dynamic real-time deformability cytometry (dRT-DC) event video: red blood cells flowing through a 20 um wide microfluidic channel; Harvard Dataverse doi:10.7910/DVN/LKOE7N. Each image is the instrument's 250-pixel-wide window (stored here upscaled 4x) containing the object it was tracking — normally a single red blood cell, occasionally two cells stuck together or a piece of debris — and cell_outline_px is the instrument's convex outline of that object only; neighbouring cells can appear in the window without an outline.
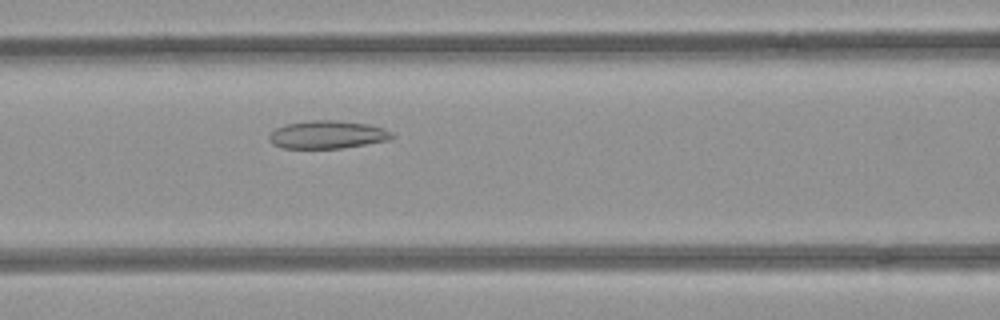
{"species": "common noctule bat (a hibernating species)", "species_latin": "Nyctalus noctula", "temperature_condition": "room temperature", "stored_images_in_passage": 50, "camera_frame_rate_fps": 3000, "um_per_image_px": 0.085, "animal": {"sex": "female", "body_mass_g": 21.9}, "frame": {"image": 1, "passage_image": 20, "time_ms": 6.333, "image_size_px": [1000, 320], "cell_outline_px": [[396, 136], [392, 140], [340, 148], [280, 148], [272, 144], [268, 140], [268, 136], [276, 128], [284, 124], [312, 120], [336, 120], [368, 124], [384, 128], [392, 132]], "centroid_in_image_um": [27.84, 11.44], "position_along_channel_um": 138.8, "area_um2": 20.23}}
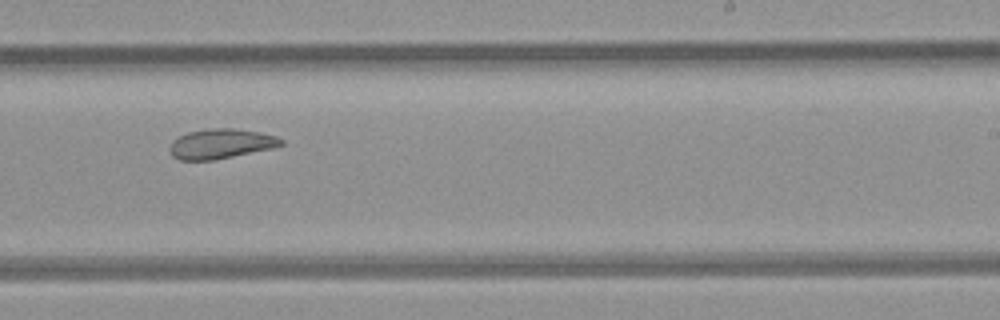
{"frame": {"image": 2, "passage_image": 30, "time_ms": 9.667, "image_size_px": [1000, 320], "cell_outline_px": [[284, 144], [272, 148], [216, 160], [180, 160], [172, 156], [168, 152], [168, 148], [172, 140], [188, 132], [208, 128], [236, 128], [260, 132], [276, 136], [284, 140]], "centroid_in_image_um": [18.75, 12.22], "position_along_channel_um": 270.2, "area_um2": 19.59}}
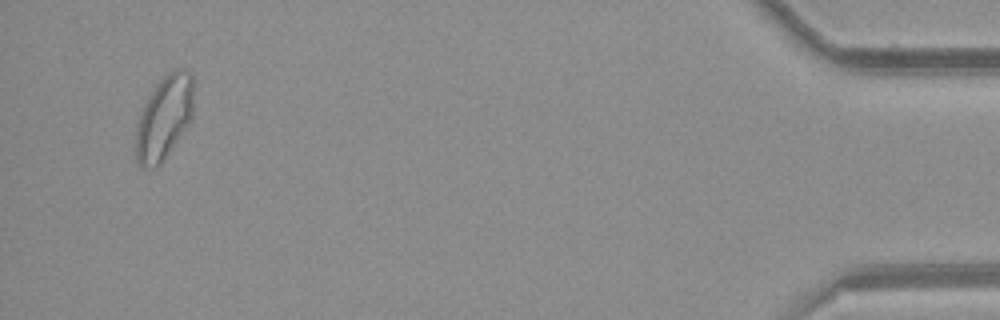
{"frame": {"image": 3, "passage_image": 48, "time_ms": 15.667, "image_size_px": [1000, 320], "cell_outline_px": [[192, 116], [188, 124], [160, 164], [148, 168], [140, 168], [136, 160], [136, 128], [140, 112], [148, 96], [156, 84], [168, 72], [176, 68], [184, 68], [192, 72]], "centroid_in_image_um": [13.93, 9.97], "position_along_channel_um": 421.3, "area_um2": 27.98}, "authors_computed_cell_mechanics": {"area_um2": 23.4379, "velocity_mm_per_s": 3.9502, "shape_relaxation_time_tau1_ms": null, "shape_relaxation_time_tau2_ms": 2.7352, "deformation_change_tau1": null, "deformation_change_tau2": 0.0897}}